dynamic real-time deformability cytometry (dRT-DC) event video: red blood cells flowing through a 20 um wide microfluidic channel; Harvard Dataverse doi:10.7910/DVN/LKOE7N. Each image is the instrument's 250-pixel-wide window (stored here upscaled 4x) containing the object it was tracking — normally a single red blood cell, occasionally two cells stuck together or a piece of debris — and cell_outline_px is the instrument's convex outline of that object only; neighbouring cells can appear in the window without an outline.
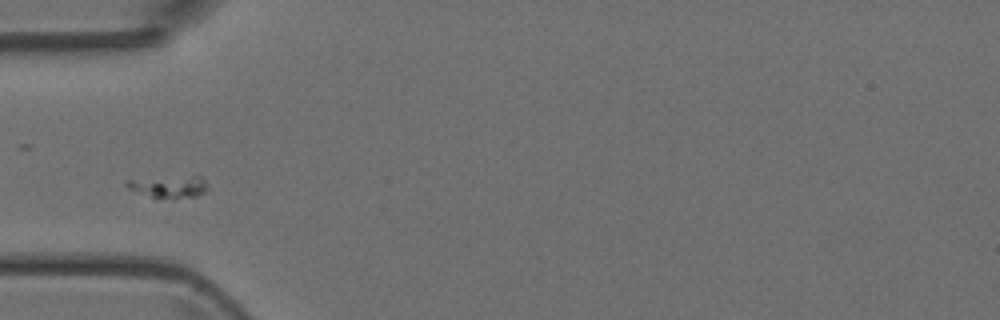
{"species": "Egyptian fruit bat (a non-hibernating species)", "species_latin": "Rousettus aegyptiacus", "temperature_condition": "room temperature", "stored_images_in_passage": 4, "camera_frame_rate_fps": 3000, "um_per_image_px": 0.085, "animal": {"sex": "female"}, "frame": {"image": 1, "passage_image": 2, "time_ms": 1.333, "image_size_px": [1000, 320], "cell_outline_px": [[208, 188], [204, 192], [196, 196], [152, 196], [128, 188], [124, 184], [124, 180], [196, 172], [208, 184]], "centroid_in_image_um": [14.42, 15.74], "position_along_channel_um": 70.6, "area_um2": 10.69}}
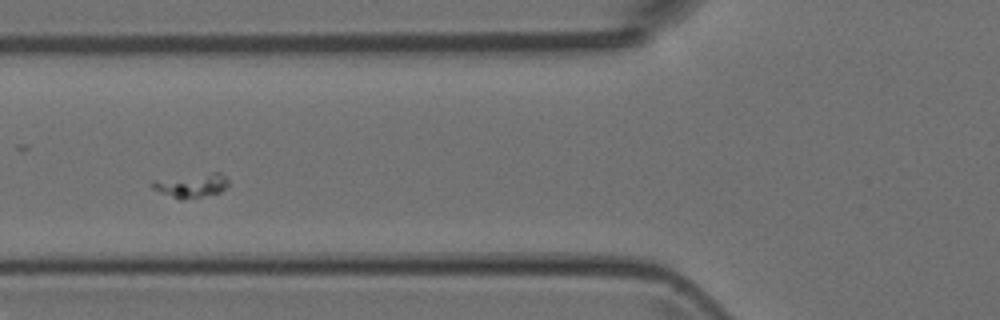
{"frame": {"image": 2, "passage_image": 3, "time_ms": 2.333, "image_size_px": [1000, 320], "cell_outline_px": [[228, 184], [220, 192], [180, 200], [160, 192], [152, 188], [148, 184], [152, 180], [212, 172], [220, 172], [228, 180]], "centroid_in_image_um": [16.22, 15.74], "position_along_channel_um": 109.6, "area_um2": 10.52}}
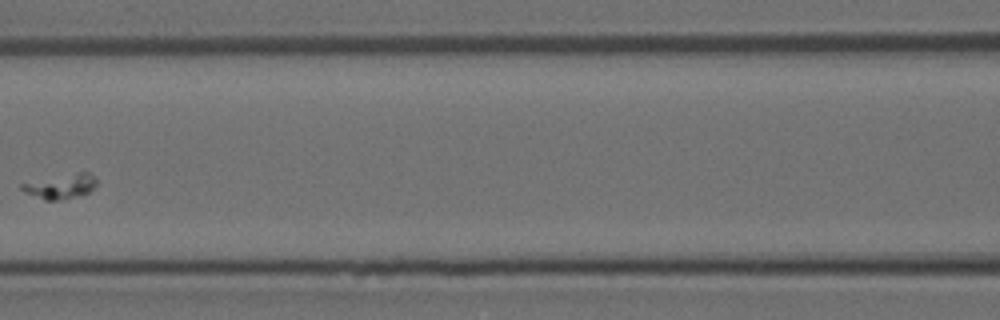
{"frame": {"image": 3, "passage_image": 4, "time_ms": 3.667, "image_size_px": [1000, 320], "cell_outline_px": [[96, 184], [88, 192], [56, 200], [44, 200], [24, 192], [20, 188], [20, 184], [80, 172], [88, 172], [96, 176]], "centroid_in_image_um": [5.16, 15.83], "position_along_channel_um": 161.4, "area_um2": 10.17}}